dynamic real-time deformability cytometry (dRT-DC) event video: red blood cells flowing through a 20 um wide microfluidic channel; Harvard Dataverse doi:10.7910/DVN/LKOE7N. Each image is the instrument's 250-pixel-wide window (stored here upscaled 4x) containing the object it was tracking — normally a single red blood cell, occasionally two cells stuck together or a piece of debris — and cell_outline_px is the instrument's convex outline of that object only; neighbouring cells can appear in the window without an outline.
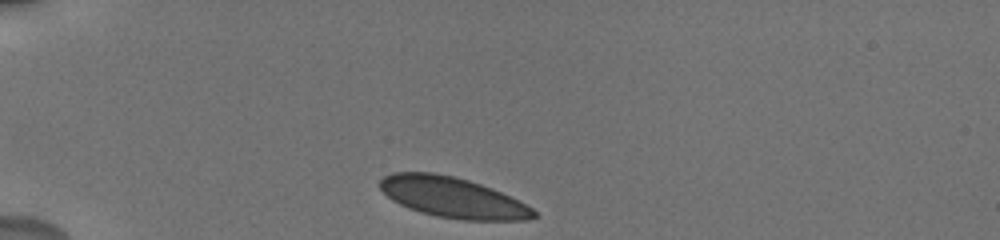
{"species": "human", "species_latin": "Homo sapiens", "temperature_condition": "cold", "stored_images_in_passage": 53, "camera_frame_rate_fps": 3000, "um_per_image_px": 0.085, "donor": {"sex": "male"}, "frame": {"image": 1, "passage_image": 1, "time_ms": 0.0, "image_size_px": [1000, 240], "cell_outline_px": [[536, 216], [528, 220], [460, 220], [436, 216], [420, 212], [408, 208], [392, 200], [376, 184], [384, 176], [392, 172], [432, 172], [452, 176], [468, 180], [492, 188], [520, 200], [532, 208], [536, 212]], "centroid_in_image_um": [38.47, 16.78], "position_along_channel_um": 46.5, "area_um2": 36.41}}
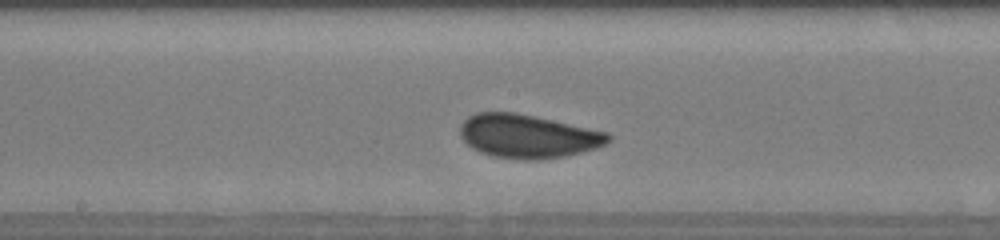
{"frame": {"image": 2, "passage_image": 23, "time_ms": 5.333, "image_size_px": [1000, 240], "cell_outline_px": [[612, 140], [596, 148], [564, 156], [536, 160], [524, 160], [492, 156], [480, 152], [472, 148], [460, 136], [460, 124], [468, 116], [476, 112], [516, 112], [608, 132], [612, 136]], "centroid_in_image_um": [44.85, 11.57], "position_along_channel_um": 203.4, "area_um2": 37.63}}
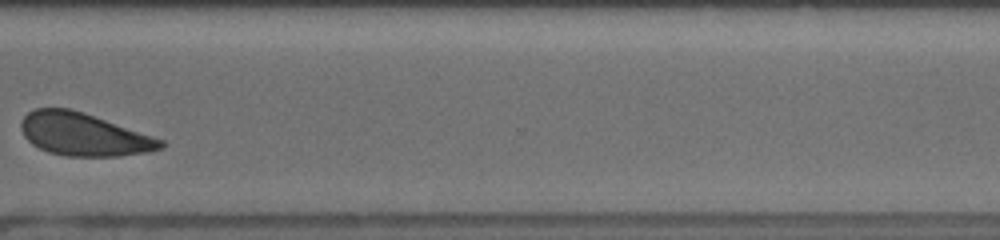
{"frame": {"image": 3, "passage_image": 43, "time_ms": 9.667, "image_size_px": [1000, 240], "cell_outline_px": [[164, 148], [144, 152], [120, 156], [68, 156], [48, 152], [32, 144], [24, 136], [20, 128], [20, 124], [24, 116], [28, 112], [36, 108], [68, 108], [84, 112], [164, 140]], "centroid_in_image_um": [7.09, 11.42], "position_along_channel_um": 363.5, "area_um2": 34.62}, "authors_computed_cell_mechanics": {"area_um2": 36.0094, "velocity_mm_per_s": 3.6896, "shape_relaxation_time_tau1_ms": 3.5815, "shape_relaxation_time_tau2_ms": null, "deformation_change_tau1": 0.0746, "deformation_change_tau2": null}}